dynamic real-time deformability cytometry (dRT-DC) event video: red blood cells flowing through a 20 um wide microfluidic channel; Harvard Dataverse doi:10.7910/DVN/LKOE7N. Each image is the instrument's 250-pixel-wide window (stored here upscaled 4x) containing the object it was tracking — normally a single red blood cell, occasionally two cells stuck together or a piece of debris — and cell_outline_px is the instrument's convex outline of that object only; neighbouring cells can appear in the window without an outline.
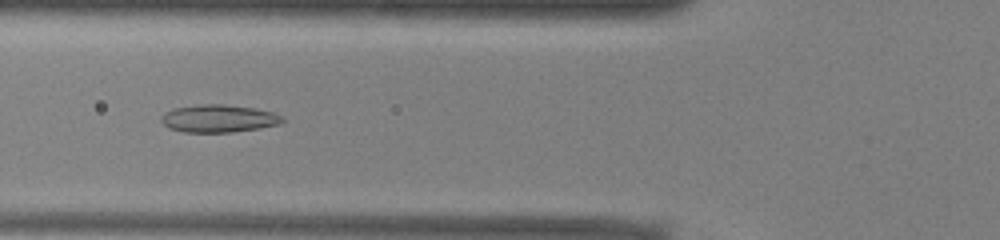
{"species": "common noctule bat (a hibernating species)", "species_latin": "Nyctalus noctula", "temperature_condition": "warm", "stored_images_in_passage": 38, "camera_frame_rate_fps": 3000, "um_per_image_px": 0.085, "animal": {"sex": "male", "body_mass_g": 13.0, "forearm_length_mm": 53.1}, "frame": {"image": 1, "passage_image": 6, "time_ms": 1.667, "image_size_px": [1000, 240], "cell_outline_px": [[284, 120], [280, 124], [260, 128], [232, 132], [184, 132], [168, 128], [160, 120], [160, 116], [164, 112], [172, 108], [200, 104], [224, 104], [252, 108], [272, 112], [280, 116]], "centroid_in_image_um": [18.52, 10.07], "position_along_channel_um": 107.3, "area_um2": 19.54}}
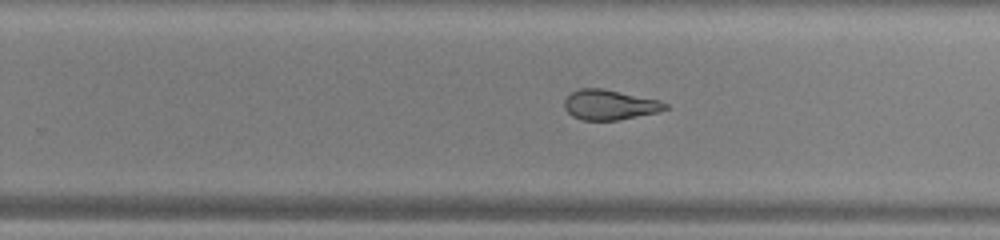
{"frame": {"image": 2, "passage_image": 19, "time_ms": 6.0, "image_size_px": [1000, 240], "cell_outline_px": [[668, 108], [660, 112], [616, 120], [580, 120], [572, 116], [564, 108], [564, 100], [572, 92], [580, 88], [600, 88], [660, 100], [668, 104]], "centroid_in_image_um": [51.82, 8.91], "position_along_channel_um": 278.0, "area_um2": 17.63}}
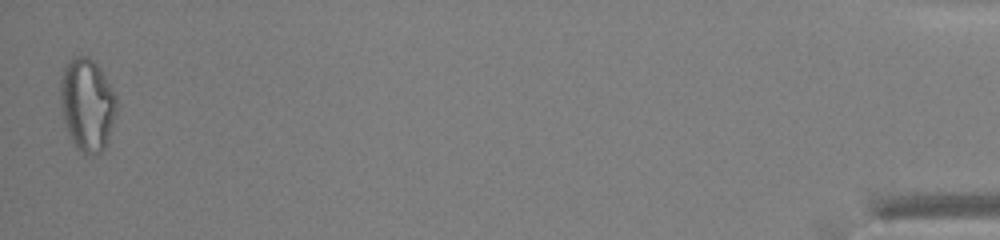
{"frame": {"image": 3, "passage_image": 38, "time_ms": 12.333, "image_size_px": [1000, 240], "cell_outline_px": [[116, 116], [108, 140], [104, 148], [100, 152], [92, 156], [84, 156], [76, 148], [68, 136], [64, 124], [60, 96], [60, 80], [64, 68], [68, 60], [72, 56], [88, 56], [100, 68], [116, 92]], "centroid_in_image_um": [7.41, 8.92], "position_along_channel_um": 427.8, "area_um2": 30.98}, "authors_computed_cell_mechanics": {"area_um2": 19.3919, "velocity_mm_per_s": 3.9462, "shape_relaxation_time_tau1_ms": null, "shape_relaxation_time_tau2_ms": 1.4758, "deformation_change_tau1": null, "deformation_change_tau2": 0.0945}}